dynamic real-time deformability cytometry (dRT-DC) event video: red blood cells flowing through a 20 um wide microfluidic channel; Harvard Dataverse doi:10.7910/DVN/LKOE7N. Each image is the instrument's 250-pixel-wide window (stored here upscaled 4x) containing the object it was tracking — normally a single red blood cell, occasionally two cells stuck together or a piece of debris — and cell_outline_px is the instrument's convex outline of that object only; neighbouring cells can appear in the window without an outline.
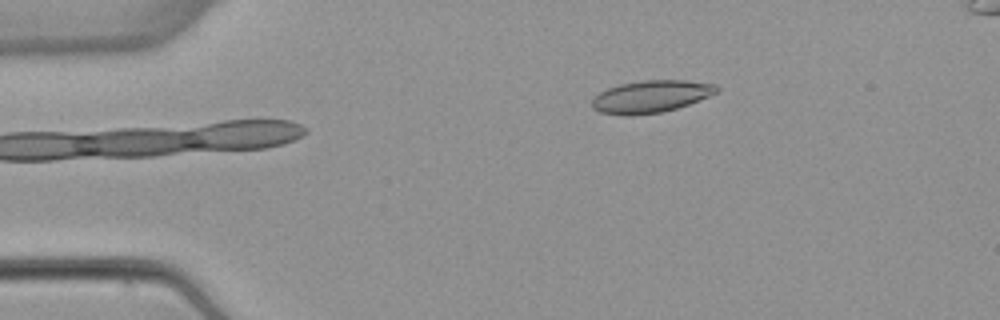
{"species": "common noctule bat (a hibernating species)", "species_latin": "Nyctalus noctula", "temperature_condition": "warm", "stored_images_in_passage": 4, "camera_frame_rate_fps": 3000, "um_per_image_px": 0.085, "animal": {"sex": "female", "body_mass_g": 22.7, "forearm_length_mm": 54.2}, "frame": {"image": 1, "passage_image": 4, "time_ms": 4.333, "image_size_px": [1000, 320], "cell_outline_px": [[720, 88], [716, 92], [708, 96], [688, 104], [676, 108], [660, 112], [632, 116], [624, 116], [600, 112], [592, 108], [592, 96], [608, 88], [620, 84], [644, 80], [684, 80], [716, 84]], "centroid_in_image_um": [55.28, 8.21], "position_along_channel_um": 29.7, "area_um2": 23.41}}